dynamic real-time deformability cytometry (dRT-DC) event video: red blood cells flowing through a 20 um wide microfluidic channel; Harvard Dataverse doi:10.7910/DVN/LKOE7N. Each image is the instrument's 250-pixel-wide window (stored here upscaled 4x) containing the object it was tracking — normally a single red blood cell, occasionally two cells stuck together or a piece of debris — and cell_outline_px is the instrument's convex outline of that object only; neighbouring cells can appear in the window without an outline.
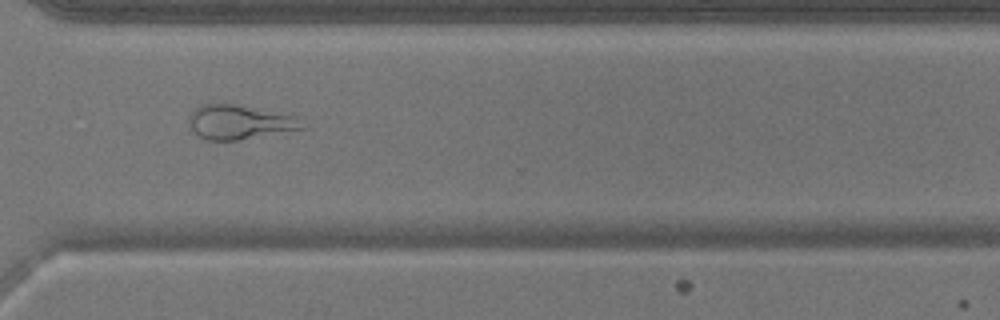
{"species": "common noctule bat (a hibernating species)", "species_latin": "Nyctalus noctula", "temperature_condition": "warm", "stored_images_in_passage": 46, "camera_frame_rate_fps": 3000, "um_per_image_px": 0.085, "animal": {"sex": "male", "body_mass_g": 17.9}, "frame": {"image": 1, "passage_image": 33, "time_ms": 10.667, "image_size_px": [1000, 320], "cell_outline_px": [[308, 124], [304, 128], [236, 140], [208, 140], [200, 136], [188, 124], [188, 116], [200, 104], [236, 104], [296, 116]], "centroid_in_image_um": [20.37, 10.37], "position_along_channel_um": 350.2, "area_um2": 22.37}}
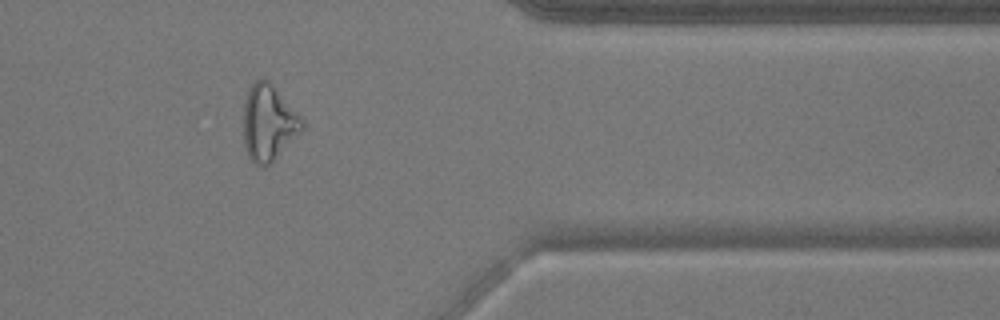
{"frame": {"image": 2, "passage_image": 37, "time_ms": 12.0, "image_size_px": [1000, 320], "cell_outline_px": [[304, 128], [264, 168], [260, 168], [248, 156], [244, 144], [244, 100], [248, 88], [256, 80], [264, 76], [272, 84], [304, 120]], "centroid_in_image_um": [22.8, 10.4], "position_along_channel_um": 388.6, "area_um2": 25.72}}
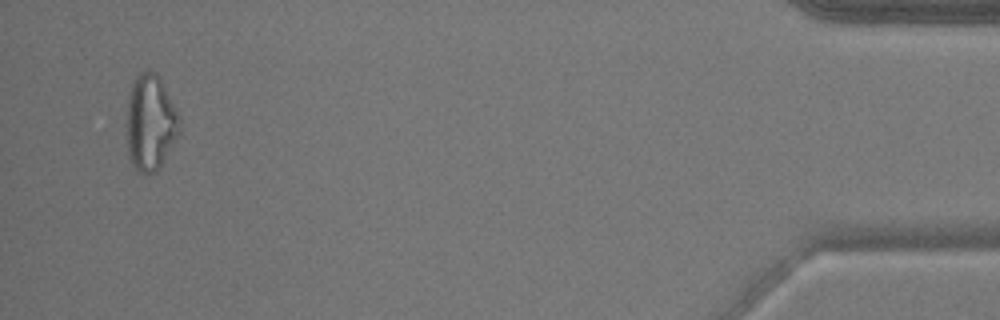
{"frame": {"image": 3, "passage_image": 44, "time_ms": 14.333, "image_size_px": [1000, 320], "cell_outline_px": [[180, 132], [160, 164], [152, 172], [140, 172], [136, 168], [128, 152], [128, 96], [132, 80], [140, 72], [156, 72], [160, 76], [180, 120]], "centroid_in_image_um": [12.79, 10.34], "position_along_channel_um": 422.4, "area_um2": 28.61}}